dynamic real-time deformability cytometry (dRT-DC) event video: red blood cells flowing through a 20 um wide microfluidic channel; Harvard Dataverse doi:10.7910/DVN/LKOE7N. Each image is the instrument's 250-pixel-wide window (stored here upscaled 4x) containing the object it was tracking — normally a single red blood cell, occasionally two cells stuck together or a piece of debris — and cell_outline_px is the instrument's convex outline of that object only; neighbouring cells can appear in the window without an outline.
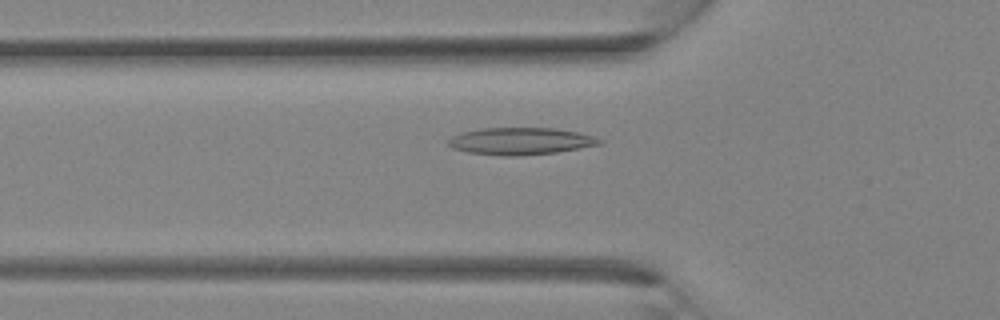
{"species": "Egyptian fruit bat (a non-hibernating species)", "species_latin": "Rousettus aegyptiacus", "temperature_condition": "room temperature", "stored_images_in_passage": 27, "camera_frame_rate_fps": 3000, "um_per_image_px": 0.085, "animal": {"sex": "female"}, "frame": {"image": 1, "passage_image": 4, "time_ms": 1.0, "image_size_px": [1000, 320], "cell_outline_px": [[604, 140], [600, 144], [580, 148], [556, 152], [520, 156], [500, 156], [468, 152], [452, 148], [448, 144], [448, 140], [452, 136], [460, 132], [480, 128], [556, 128], [576, 132], [592, 136]], "centroid_in_image_um": [44.21, 12.0], "position_along_channel_um": 81.6, "area_um2": 23.93}}
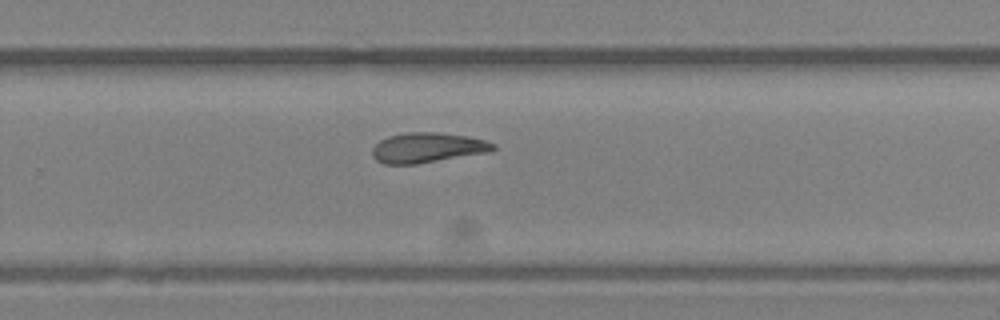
{"frame": {"image": 2, "passage_image": 15, "time_ms": 4.667, "image_size_px": [1000, 320], "cell_outline_px": [[496, 148], [484, 152], [416, 164], [384, 164], [376, 160], [372, 156], [372, 148], [380, 140], [388, 136], [408, 132], [436, 132], [468, 136], [484, 140], [496, 144]], "centroid_in_image_um": [36.27, 12.54], "position_along_channel_um": 293.5, "area_um2": 20.87}}
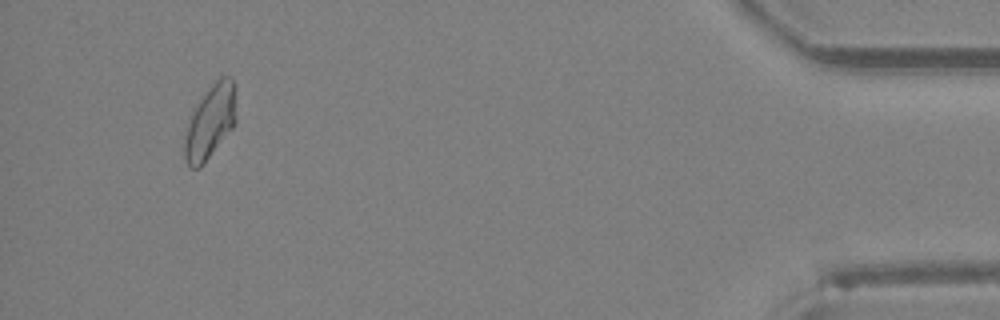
{"frame": {"image": 3, "passage_image": 25, "time_ms": 8.0, "image_size_px": [1000, 320], "cell_outline_px": [[236, 124], [200, 168], [192, 168], [184, 160], [184, 140], [192, 112], [208, 88], [220, 76], [232, 76], [236, 84]], "centroid_in_image_um": [17.92, 10.32], "position_along_channel_um": 417.3, "area_um2": 22.31}}